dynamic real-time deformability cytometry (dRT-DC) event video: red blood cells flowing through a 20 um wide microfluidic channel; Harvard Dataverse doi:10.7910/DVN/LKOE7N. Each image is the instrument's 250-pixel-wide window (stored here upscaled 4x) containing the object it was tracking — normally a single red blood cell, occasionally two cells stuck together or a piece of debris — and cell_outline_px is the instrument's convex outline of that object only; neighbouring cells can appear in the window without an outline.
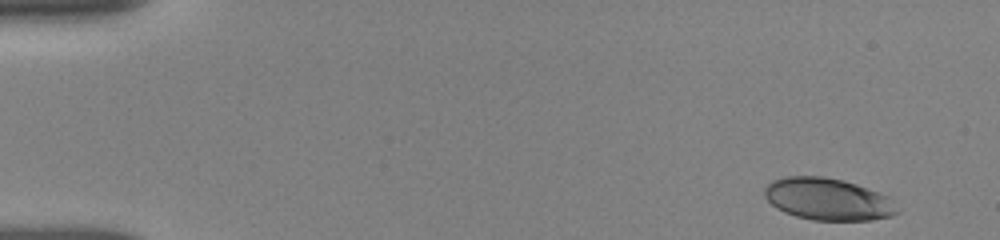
{"species": "human", "species_latin": "Homo sapiens", "temperature_condition": "room temperature", "stored_images_in_passage": 17, "camera_frame_rate_fps": 3000, "um_per_image_px": 0.085, "donor": {"sex": "female"}, "frame": {"image": 1, "passage_image": 1, "time_ms": 0.0, "image_size_px": [1000, 240], "cell_outline_px": [[900, 212], [892, 216], [872, 220], [812, 220], [796, 216], [784, 212], [776, 208], [764, 196], [764, 188], [772, 180], [788, 176], [824, 176], [844, 180], [856, 184], [888, 196]], "centroid_in_image_um": [70.36, 16.93], "position_along_channel_um": 14.6, "area_um2": 32.54}}
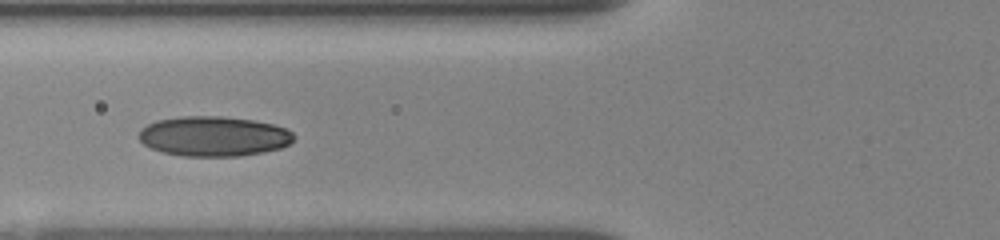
{"frame": {"image": 2, "passage_image": 10, "time_ms": 5.667, "image_size_px": [1000, 240], "cell_outline_px": [[296, 136], [288, 144], [280, 148], [264, 152], [240, 156], [180, 156], [164, 152], [152, 148], [144, 144], [136, 136], [140, 128], [156, 120], [180, 116], [220, 116], [252, 120], [272, 124], [284, 128], [292, 132]], "centroid_in_image_um": [18.13, 11.58], "position_along_channel_um": 107.7, "area_um2": 36.18}}
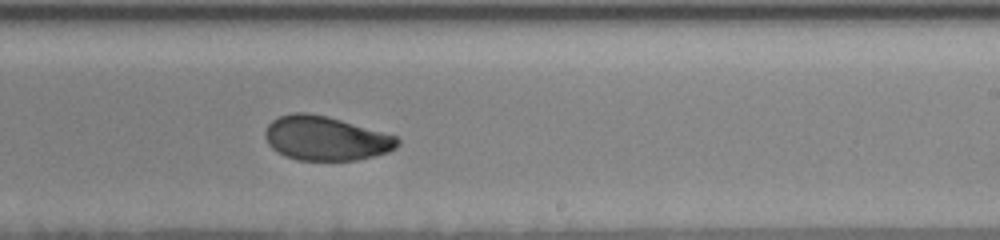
{"frame": {"image": 3, "passage_image": 17, "time_ms": 9.667, "image_size_px": [1000, 240], "cell_outline_px": [[400, 144], [396, 148], [388, 152], [376, 156], [356, 160], [300, 160], [284, 156], [272, 148], [268, 144], [264, 136], [264, 132], [268, 124], [272, 120], [280, 116], [292, 112], [308, 112], [328, 116], [396, 136], [400, 140]], "centroid_in_image_um": [27.68, 11.75], "position_along_channel_um": 261.3, "area_um2": 34.28}}